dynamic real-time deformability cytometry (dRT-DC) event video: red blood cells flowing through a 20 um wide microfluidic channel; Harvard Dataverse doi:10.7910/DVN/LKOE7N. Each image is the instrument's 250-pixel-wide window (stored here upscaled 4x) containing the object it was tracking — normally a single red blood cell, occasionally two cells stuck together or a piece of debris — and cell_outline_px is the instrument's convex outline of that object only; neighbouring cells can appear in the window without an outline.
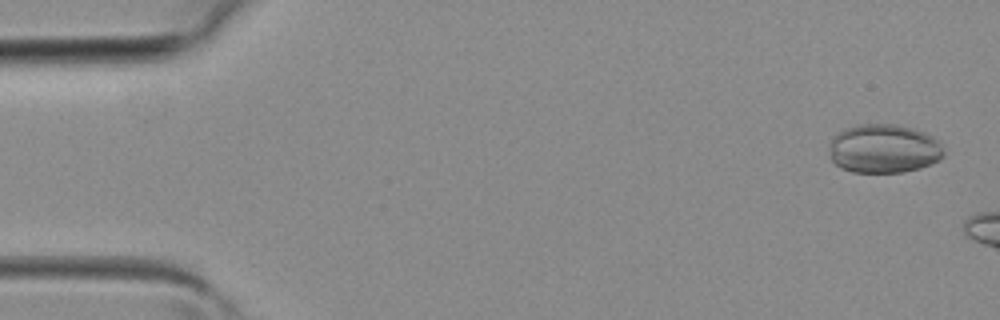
{"species": "common noctule bat (a hibernating species)", "species_latin": "Nyctalus noctula", "temperature_condition": "room temperature", "stored_images_in_passage": 6, "camera_frame_rate_fps": 3000, "um_per_image_px": 0.085, "animal": {"sex": "female", "body_mass_g": 19.3, "forearm_length_mm": 54.1}, "frame": {"image": 1, "passage_image": 2, "time_ms": 0.333, "image_size_px": [1000, 320], "cell_outline_px": [[944, 156], [940, 160], [920, 168], [904, 172], [852, 172], [840, 168], [832, 160], [828, 144], [832, 136], [848, 128], [860, 124], [896, 124], [912, 128], [924, 132], [940, 140], [944, 152]], "centroid_in_image_um": [75.14, 12.64], "position_along_channel_um": 9.9, "area_um2": 32.89}}